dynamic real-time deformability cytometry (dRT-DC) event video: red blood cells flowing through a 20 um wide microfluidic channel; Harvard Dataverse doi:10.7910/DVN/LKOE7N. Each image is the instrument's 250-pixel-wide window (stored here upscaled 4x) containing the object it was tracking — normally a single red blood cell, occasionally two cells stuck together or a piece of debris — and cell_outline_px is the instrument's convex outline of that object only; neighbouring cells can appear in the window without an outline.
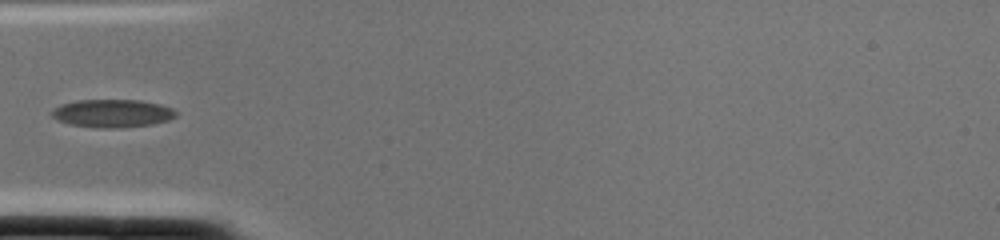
{"species": "common noctule bat (a hibernating species)", "species_latin": "Nyctalus noctula", "temperature_condition": "cold", "stored_images_in_passage": 2, "camera_frame_rate_fps": 3000, "um_per_image_px": 0.085, "animal": {"sex": "female", "body_mass_g": 22.0, "forearm_length_mm": 56.7}, "frame": {"image": 1, "passage_image": 2, "time_ms": 0.333, "image_size_px": [1000, 240], "cell_outline_px": [[176, 116], [168, 120], [152, 124], [116, 128], [100, 128], [68, 124], [56, 120], [48, 112], [52, 108], [60, 104], [76, 100], [140, 100], [160, 104], [172, 108], [176, 112]], "centroid_in_image_um": [9.48, 9.63], "position_along_channel_um": 75.5, "area_um2": 20.46}}